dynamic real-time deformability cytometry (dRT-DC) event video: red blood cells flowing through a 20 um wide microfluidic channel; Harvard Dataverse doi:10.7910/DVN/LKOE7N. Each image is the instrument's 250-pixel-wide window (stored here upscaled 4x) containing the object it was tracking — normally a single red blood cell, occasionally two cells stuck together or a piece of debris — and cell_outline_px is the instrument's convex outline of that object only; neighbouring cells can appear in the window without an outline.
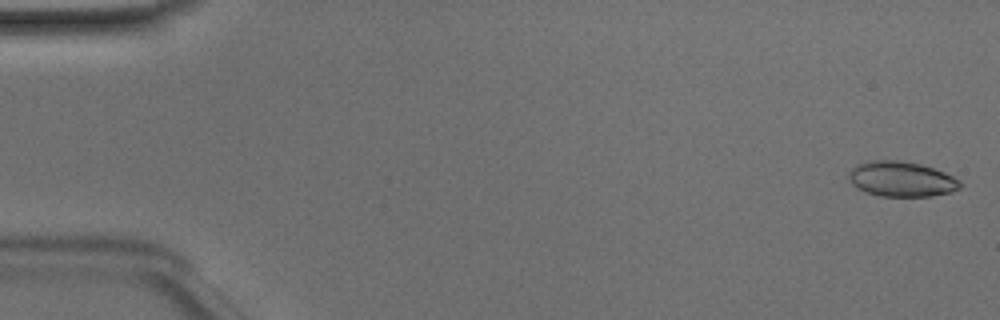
{"species": "Egyptian fruit bat (a non-hibernating species)", "species_latin": "Rousettus aegyptiacus", "temperature_condition": "room temperature", "stored_images_in_passage": 49, "camera_frame_rate_fps": 3000, "um_per_image_px": 0.085, "animal": {"sex": "male"}, "frame": {"image": 1, "passage_image": 1, "time_ms": 0.0, "image_size_px": [1000, 320], "cell_outline_px": [[964, 184], [960, 188], [952, 192], [932, 196], [880, 196], [856, 188], [852, 184], [848, 176], [848, 172], [856, 164], [872, 160], [904, 160], [920, 164], [944, 172], [960, 180]], "centroid_in_image_um": [76.63, 15.21], "position_along_channel_um": 8.4, "area_um2": 23.0}}
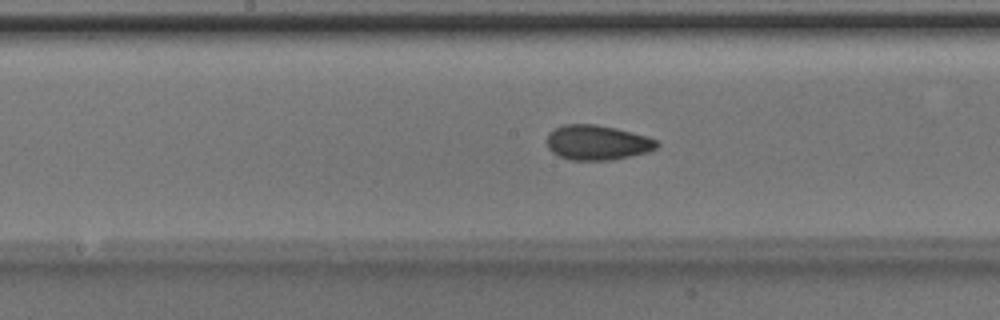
{"frame": {"image": 2, "passage_image": 25, "time_ms": 8.0, "image_size_px": [1000, 320], "cell_outline_px": [[660, 144], [656, 148], [648, 152], [612, 160], [568, 160], [552, 152], [548, 148], [548, 132], [564, 124], [596, 124], [616, 128], [648, 136], [656, 140]], "centroid_in_image_um": [50.78, 12.12], "position_along_channel_um": 197.4, "area_um2": 22.43}}
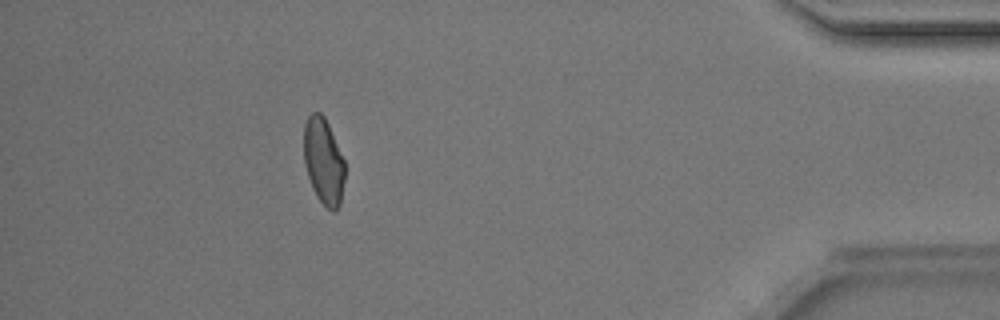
{"frame": {"image": 3, "passage_image": 44, "time_ms": 14.333, "image_size_px": [1000, 320], "cell_outline_px": [[344, 180], [340, 204], [332, 212], [316, 196], [312, 188], [304, 164], [304, 124], [308, 116], [312, 112], [320, 112], [324, 116], [328, 124], [344, 160]], "centroid_in_image_um": [27.48, 13.68], "position_along_channel_um": 407.7, "area_um2": 20.46}, "authors_computed_cell_mechanics": {"area_um2": 22.0218, "velocity_mm_per_s": 4.1231, "shape_relaxation_time_tau1_ms": 5.0353, "shape_relaxation_time_tau2_ms": 1.7114, "deformation_change_tau1": 0.1288, "deformation_change_tau2": 0.0724}}